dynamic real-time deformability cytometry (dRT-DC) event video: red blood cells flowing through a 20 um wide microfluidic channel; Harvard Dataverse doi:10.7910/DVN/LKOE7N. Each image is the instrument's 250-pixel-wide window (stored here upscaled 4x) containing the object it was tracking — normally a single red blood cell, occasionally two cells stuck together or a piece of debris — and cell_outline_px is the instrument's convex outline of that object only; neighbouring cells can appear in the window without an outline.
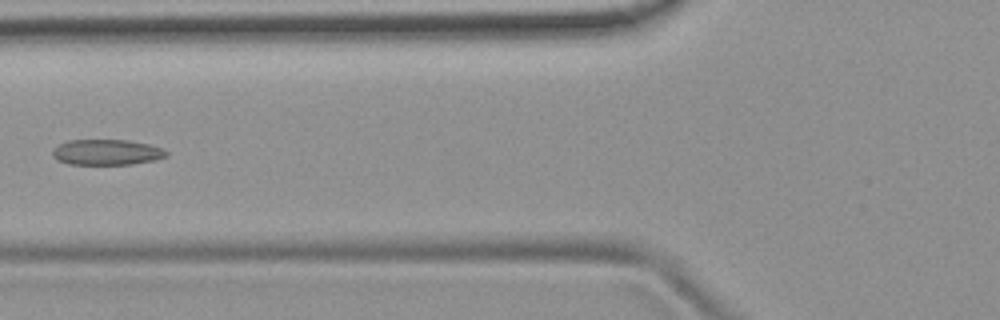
{"species": "common noctule bat (a hibernating species)", "species_latin": "Nyctalus noctula", "temperature_condition": "room temperature", "stored_images_in_passage": 5, "camera_frame_rate_fps": 3000, "um_per_image_px": 0.085, "animal": {"sex": "female", "body_mass_g": 19.9}, "frame": {"image": 1, "passage_image": 5, "time_ms": 4.667, "image_size_px": [1000, 320], "cell_outline_px": [[168, 156], [156, 160], [132, 164], [68, 164], [56, 160], [52, 156], [52, 148], [68, 140], [128, 140], [148, 144], [164, 148], [168, 152]], "centroid_in_image_um": [9.07, 12.94], "position_along_channel_um": 116.7, "area_um2": 17.17}}